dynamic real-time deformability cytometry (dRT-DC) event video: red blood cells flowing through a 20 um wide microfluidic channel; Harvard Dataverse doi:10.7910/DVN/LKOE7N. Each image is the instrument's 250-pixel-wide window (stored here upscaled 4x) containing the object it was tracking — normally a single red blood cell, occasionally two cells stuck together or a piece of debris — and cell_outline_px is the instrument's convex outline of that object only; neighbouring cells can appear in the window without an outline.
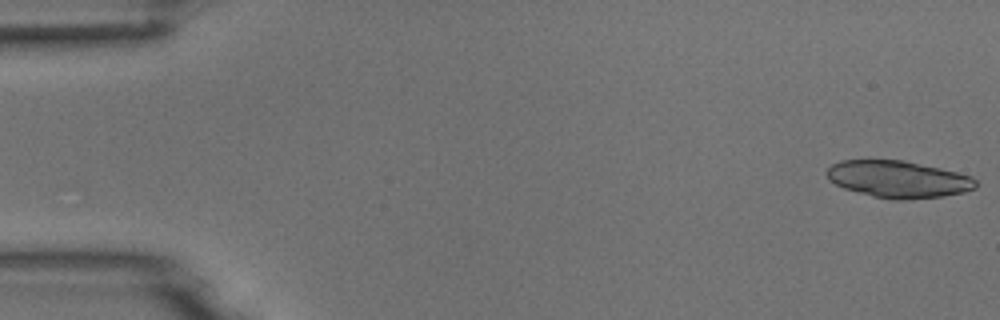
{"species": "common noctule bat (a hibernating species)", "species_latin": "Nyctalus noctula", "temperature_condition": "room temperature", "stored_images_in_passage": 52, "camera_frame_rate_fps": 3000, "um_per_image_px": 0.085, "animal": {"sex": "male", "body_mass_g": 18.8}, "frame": {"image": 1, "passage_image": 1, "time_ms": 0.0, "image_size_px": [1000, 320], "cell_outline_px": [[980, 184], [976, 188], [964, 192], [944, 196], [904, 200], [892, 200], [872, 196], [844, 188], [828, 180], [824, 172], [832, 164], [840, 160], [904, 160], [956, 172], [972, 176]], "centroid_in_image_um": [76.35, 15.24], "position_along_channel_um": 8.7, "area_um2": 32.31}}
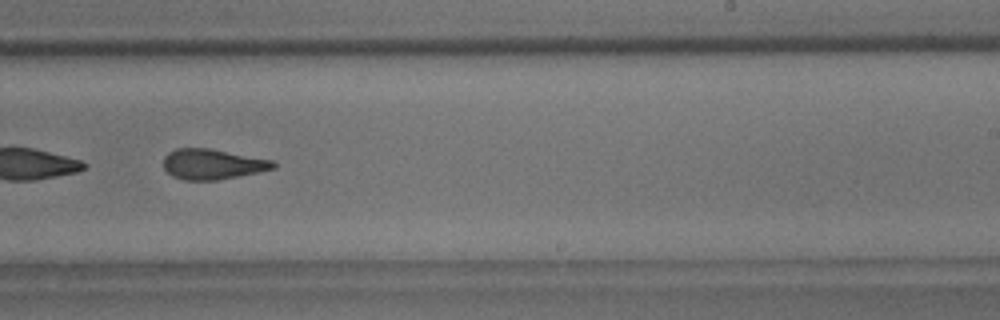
{"frame": {"image": 2, "passage_image": 33, "time_ms": 10.667, "image_size_px": [1000, 320], "cell_outline_px": [[276, 168], [260, 172], [216, 180], [184, 180], [172, 176], [164, 168], [164, 156], [168, 152], [176, 148], [208, 148], [272, 160], [276, 164]], "centroid_in_image_um": [18.05, 13.95], "position_along_channel_um": 271.0, "area_um2": 19.36}}